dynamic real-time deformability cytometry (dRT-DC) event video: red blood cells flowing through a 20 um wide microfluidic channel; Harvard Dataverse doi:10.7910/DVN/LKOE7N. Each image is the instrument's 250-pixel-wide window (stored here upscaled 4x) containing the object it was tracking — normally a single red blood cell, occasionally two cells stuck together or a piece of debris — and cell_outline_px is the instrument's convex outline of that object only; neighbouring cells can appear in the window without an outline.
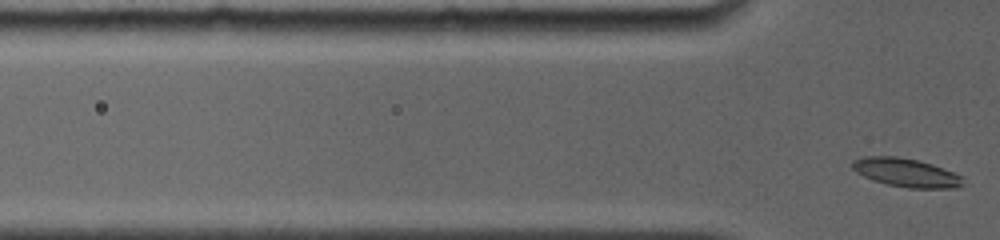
{"species": "common noctule bat (a hibernating species)", "species_latin": "Nyctalus noctula", "temperature_condition": "room temperature", "stored_images_in_passage": 3, "segment_of_instrument_passage": [2, 2], "camera_frame_rate_fps": 4000, "um_per_image_px": 0.085, "animal": {"sex": "female", "body_mass_g": 19.0, "forearm_length_mm": 56.7}, "frame": {"image": 1, "passage_image": 3, "time_ms": 1.5, "image_size_px": [1000, 240], "cell_outline_px": [[964, 184], [956, 188], [908, 188], [888, 184], [864, 176], [856, 172], [852, 168], [852, 160], [864, 156], [896, 156], [916, 160], [932, 164], [952, 172], [960, 176]], "centroid_in_image_um": [76.99, 14.67], "position_along_channel_um": 48.8, "area_um2": 18.15}}